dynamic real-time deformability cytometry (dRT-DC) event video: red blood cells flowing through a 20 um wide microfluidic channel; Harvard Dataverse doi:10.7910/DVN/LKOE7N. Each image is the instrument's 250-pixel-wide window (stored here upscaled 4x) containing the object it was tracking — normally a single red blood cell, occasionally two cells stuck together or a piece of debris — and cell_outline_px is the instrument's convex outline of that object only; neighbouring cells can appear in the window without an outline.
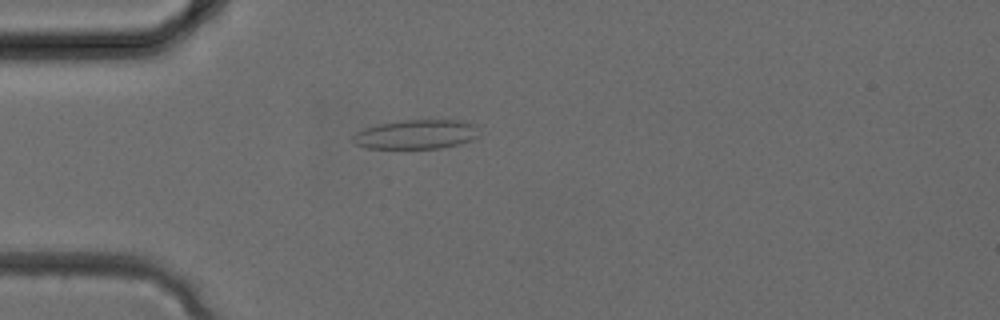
{"species": "common noctule bat (a hibernating species)", "species_latin": "Nyctalus noctula", "temperature_condition": "cold", "stored_images_in_passage": 33, "camera_frame_rate_fps": 3000, "um_per_image_px": 0.085, "animal": {"sex": "female", "body_mass_g": 24.6, "forearm_length_mm": 56.2}, "frame": {"image": 1, "passage_image": 9, "time_ms": 2.667, "image_size_px": [1000, 320], "cell_outline_px": [[480, 136], [472, 140], [460, 144], [440, 148], [368, 148], [356, 144], [352, 140], [352, 136], [356, 132], [364, 128], [380, 124], [404, 120], [468, 120], [476, 124]], "centroid_in_image_um": [35.45, 11.41], "position_along_channel_um": 49.6, "area_um2": 21.73}}
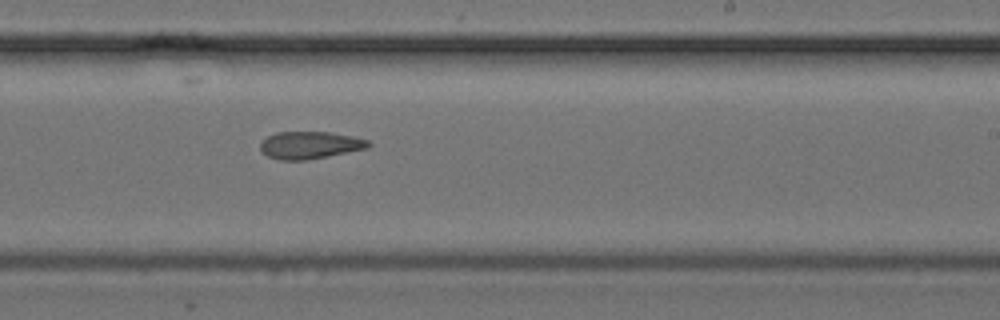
{"frame": {"image": 2, "passage_image": 20, "time_ms": 6.333, "image_size_px": [1000, 320], "cell_outline_px": [[372, 144], [368, 148], [308, 160], [276, 160], [260, 152], [260, 144], [268, 136], [276, 132], [332, 132], [352, 136], [368, 140]], "centroid_in_image_um": [26.33, 12.34], "position_along_channel_um": 262.7, "area_um2": 17.34}}
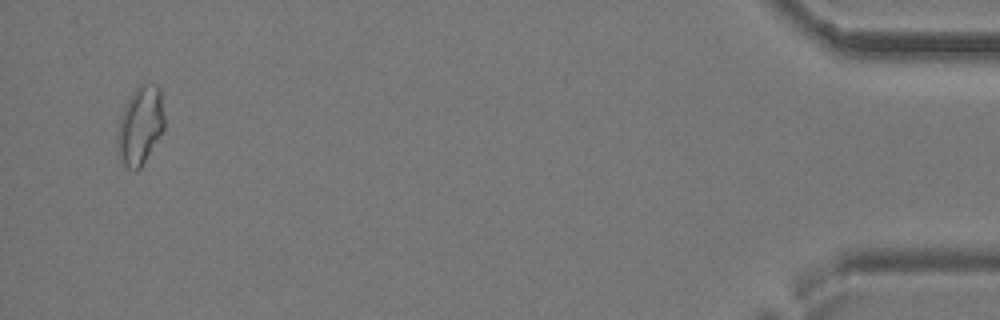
{"frame": {"image": 3, "passage_image": 32, "time_ms": 10.333, "image_size_px": [1000, 320], "cell_outline_px": [[164, 132], [140, 168], [136, 172], [128, 168], [124, 164], [120, 156], [116, 144], [116, 132], [120, 116], [132, 92], [140, 84], [156, 84], [160, 88], [164, 116]], "centroid_in_image_um": [11.92, 10.68], "position_along_channel_um": 423.3, "area_um2": 21.68}}